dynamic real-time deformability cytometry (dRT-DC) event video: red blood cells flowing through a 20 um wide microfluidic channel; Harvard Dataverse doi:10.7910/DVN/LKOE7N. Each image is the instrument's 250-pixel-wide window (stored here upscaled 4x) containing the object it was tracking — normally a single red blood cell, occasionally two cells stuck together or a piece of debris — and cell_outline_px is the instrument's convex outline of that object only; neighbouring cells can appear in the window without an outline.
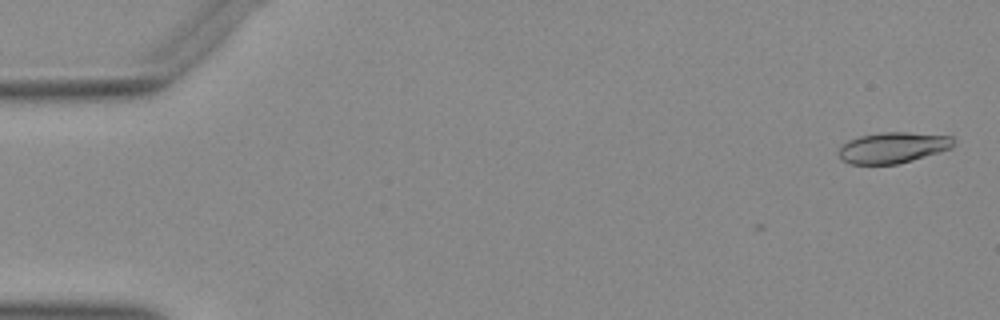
{"species": "Egyptian fruit bat (a non-hibernating species)", "species_latin": "Rousettus aegyptiacus", "temperature_condition": "warm", "stored_images_in_passage": 3, "camera_frame_rate_fps": 3000, "um_per_image_px": 0.085, "animal": {"sex": "female"}, "frame": {"image": 1, "passage_image": 3, "time_ms": 0.667, "image_size_px": [1000, 320], "cell_outline_px": [[956, 140], [952, 148], [912, 160], [896, 164], [852, 164], [840, 160], [836, 152], [848, 140], [860, 136], [880, 132], [908, 132], [952, 136]], "centroid_in_image_um": [75.88, 12.54], "position_along_channel_um": 9.1, "area_um2": 20.81}}